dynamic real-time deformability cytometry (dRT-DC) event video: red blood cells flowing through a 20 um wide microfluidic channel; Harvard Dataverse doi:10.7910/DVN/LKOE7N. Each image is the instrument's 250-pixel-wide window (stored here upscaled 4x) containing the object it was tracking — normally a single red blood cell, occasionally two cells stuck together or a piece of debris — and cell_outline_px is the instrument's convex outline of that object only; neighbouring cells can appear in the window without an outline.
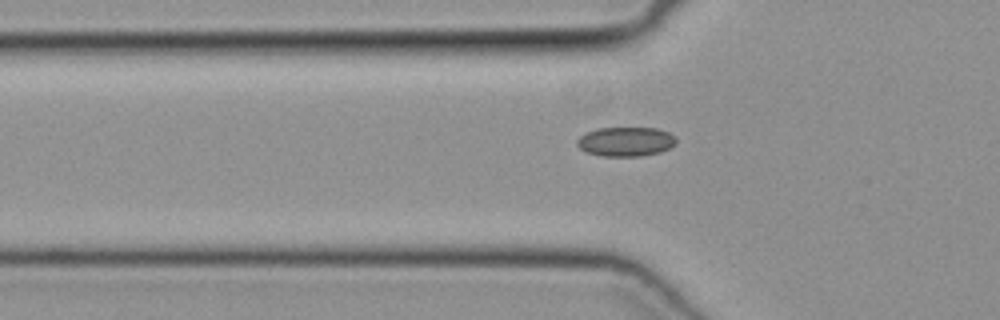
{"species": "common noctule bat (a hibernating species)", "species_latin": "Nyctalus noctula", "temperature_condition": "cold", "stored_images_in_passage": 38, "camera_frame_rate_fps": 3000, "um_per_image_px": 0.085, "animal": {"sex": "female", "body_mass_g": 19.3, "forearm_length_mm": 54.1}, "frame": {"image": 1, "passage_image": 5, "time_ms": 1.333, "image_size_px": [1000, 320], "cell_outline_px": [[676, 144], [660, 152], [640, 156], [604, 156], [588, 152], [580, 148], [576, 144], [576, 140], [584, 132], [596, 128], [656, 128], [668, 132], [676, 136]], "centroid_in_image_um": [53.18, 12.02], "position_along_channel_um": 72.6, "area_um2": 16.99}}
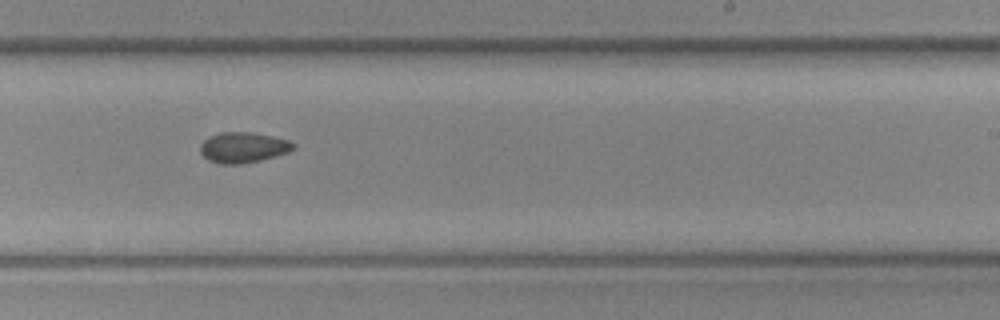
{"frame": {"image": 2, "passage_image": 19, "time_ms": 6.0, "image_size_px": [1000, 320], "cell_outline_px": [[296, 144], [288, 152], [276, 156], [260, 160], [240, 164], [220, 164], [208, 160], [200, 152], [200, 144], [208, 136], [220, 132], [248, 132], [272, 136], [288, 140]], "centroid_in_image_um": [20.63, 12.53], "position_along_channel_um": 268.4, "area_um2": 16.53}}
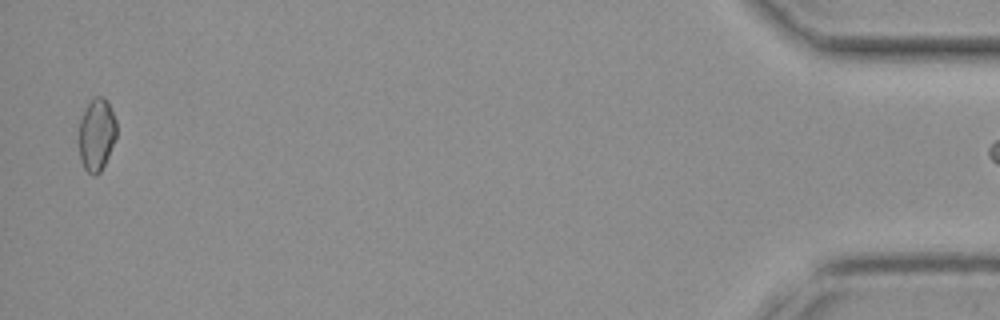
{"frame": {"image": 3, "passage_image": 37, "time_ms": 12.0, "image_size_px": [1000, 320], "cell_outline_px": [[116, 136], [108, 156], [100, 172], [96, 176], [92, 176], [84, 168], [80, 160], [80, 120], [92, 96], [104, 96], [108, 100], [116, 120]], "centroid_in_image_um": [8.22, 11.42], "position_along_channel_um": 427.0, "area_um2": 15.84}}